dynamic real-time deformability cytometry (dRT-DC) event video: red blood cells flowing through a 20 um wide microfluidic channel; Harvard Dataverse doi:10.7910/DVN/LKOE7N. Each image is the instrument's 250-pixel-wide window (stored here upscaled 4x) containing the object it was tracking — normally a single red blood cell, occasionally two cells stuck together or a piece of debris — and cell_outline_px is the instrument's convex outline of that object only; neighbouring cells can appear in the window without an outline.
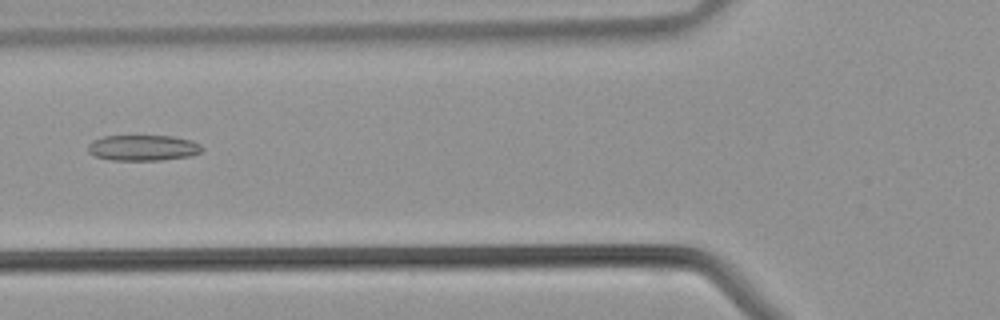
{"species": "common noctule bat (a hibernating species)", "species_latin": "Nyctalus noctula", "temperature_condition": "warm", "stored_images_in_passage": 41, "camera_frame_rate_fps": 3000, "um_per_image_px": 0.085, "animal": {"sex": "male", "body_mass_g": 21.5, "forearm_length_mm": 52.0}, "frame": {"image": 1, "passage_image": 15, "time_ms": 4.667, "image_size_px": [1000, 320], "cell_outline_px": [[204, 148], [200, 152], [192, 156], [160, 160], [112, 160], [96, 156], [88, 152], [88, 144], [92, 140], [104, 136], [172, 136], [192, 140], [200, 144]], "centroid_in_image_um": [12.17, 12.56], "position_along_channel_um": 113.6, "area_um2": 17.17}}
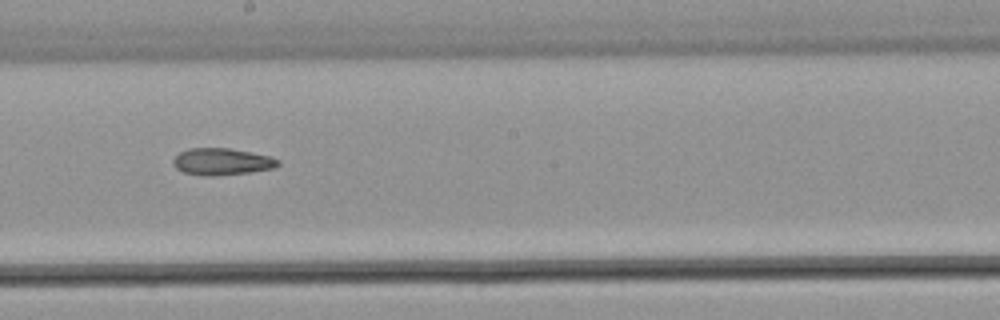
{"frame": {"image": 2, "passage_image": 22, "time_ms": 7.0, "image_size_px": [1000, 320], "cell_outline_px": [[280, 164], [276, 168], [248, 172], [216, 176], [204, 176], [184, 172], [176, 168], [172, 164], [172, 160], [180, 152], [188, 148], [228, 148], [252, 152], [272, 156], [280, 160]], "centroid_in_image_um": [18.88, 13.74], "position_along_channel_um": 229.3, "area_um2": 16.59}}
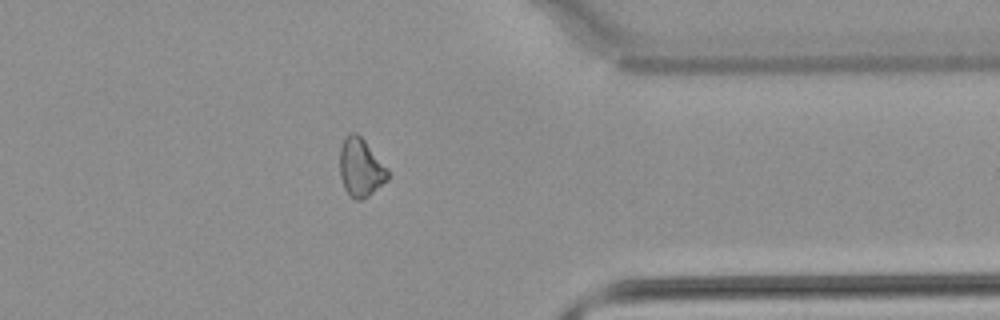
{"frame": {"image": 3, "passage_image": 32, "time_ms": 10.333, "image_size_px": [1000, 320], "cell_outline_px": [[388, 180], [368, 196], [360, 200], [356, 200], [348, 196], [344, 188], [340, 176], [340, 148], [344, 136], [348, 132], [356, 132], [364, 140], [388, 172]], "centroid_in_image_um": [30.6, 14.25], "position_along_channel_um": 380.8, "area_um2": 16.13}}